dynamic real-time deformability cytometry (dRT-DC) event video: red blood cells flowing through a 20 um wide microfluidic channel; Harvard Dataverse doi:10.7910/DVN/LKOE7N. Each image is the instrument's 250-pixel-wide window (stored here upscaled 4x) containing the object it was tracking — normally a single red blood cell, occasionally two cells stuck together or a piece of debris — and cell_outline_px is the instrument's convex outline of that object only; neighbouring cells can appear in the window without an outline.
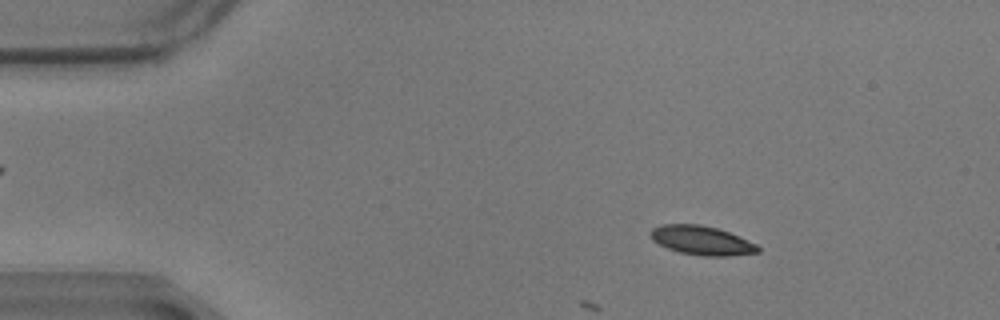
{"species": "common noctule bat (a hibernating species)", "species_latin": "Nyctalus noctula", "temperature_condition": "warm", "stored_images_in_passage": 22, "camera_frame_rate_fps": 3000, "um_per_image_px": 0.085, "animal": {"sex": "male", "body_mass_g": 17.9}, "frame": {"image": 1, "passage_image": 9, "time_ms": 2.667, "image_size_px": [1000, 320], "cell_outline_px": [[760, 252], [728, 256], [704, 256], [680, 252], [668, 248], [652, 240], [648, 236], [652, 228], [660, 224], [700, 224], [716, 228], [728, 232], [756, 244], [760, 248]], "centroid_in_image_um": [59.61, 20.43], "position_along_channel_um": 25.4, "area_um2": 18.09}}